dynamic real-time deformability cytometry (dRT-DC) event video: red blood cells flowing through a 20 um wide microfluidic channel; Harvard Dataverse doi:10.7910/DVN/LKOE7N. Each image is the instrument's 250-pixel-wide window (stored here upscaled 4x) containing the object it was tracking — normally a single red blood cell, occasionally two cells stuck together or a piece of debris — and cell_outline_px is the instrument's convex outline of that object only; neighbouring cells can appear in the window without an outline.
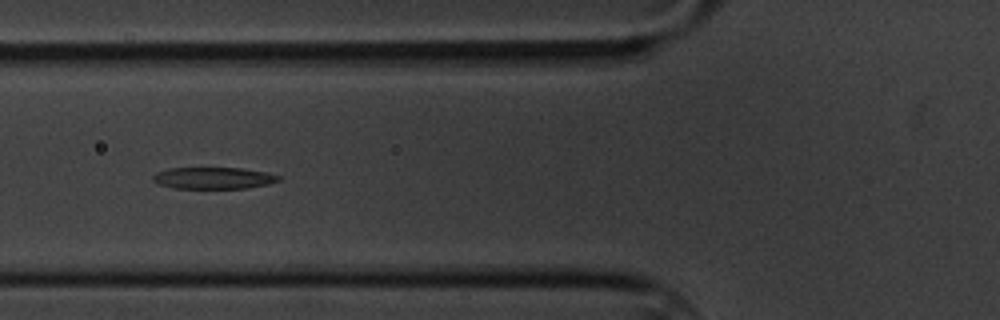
{"species": "common noctule bat (a hibernating species)", "species_latin": "Nyctalus noctula", "temperature_condition": "cold", "stored_images_in_passage": 16, "camera_frame_rate_fps": 3000, "um_per_image_px": 0.085, "animal": {"sex": "male", "body_mass_g": 20.1, "forearm_length_mm": 53.5}, "frame": {"image": 1, "passage_image": 6, "time_ms": 5.667, "image_size_px": [1000, 320], "cell_outline_px": [[280, 180], [268, 184], [248, 188], [172, 188], [160, 184], [152, 180], [152, 176], [156, 172], [168, 168], [244, 168], [264, 172], [280, 176]], "centroid_in_image_um": [18.12, 15.13], "position_along_channel_um": 107.7, "area_um2": 15.84}}
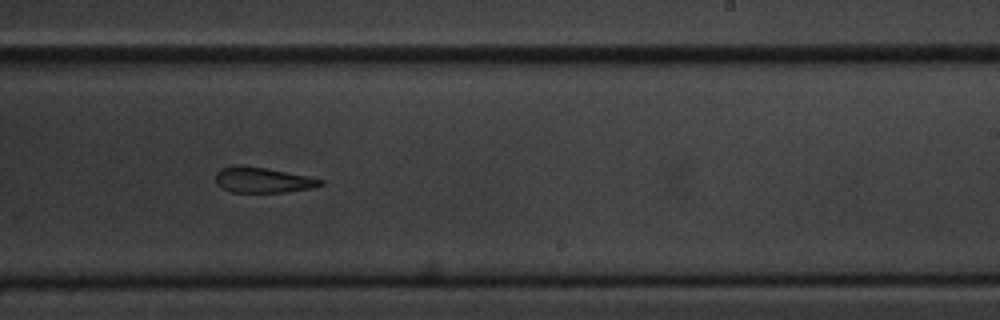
{"frame": {"image": 2, "passage_image": 10, "time_ms": 10.333, "image_size_px": [1000, 320], "cell_outline_px": [[324, 184], [312, 188], [284, 192], [232, 192], [216, 184], [216, 172], [220, 168], [264, 168], [308, 176], [324, 180]], "centroid_in_image_um": [22.4, 15.34], "position_along_channel_um": 266.6, "area_um2": 14.85}}
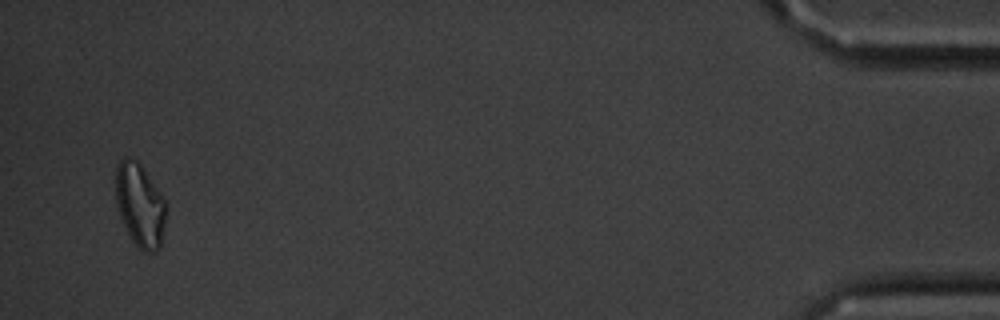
{"frame": {"image": 3, "passage_image": 16, "time_ms": 17.333, "image_size_px": [1000, 320], "cell_outline_px": [[164, 228], [160, 248], [156, 252], [144, 252], [132, 240], [120, 216], [116, 204], [116, 168], [120, 160], [124, 156], [128, 156], [136, 160], [140, 164], [160, 192], [164, 200]], "centroid_in_image_um": [11.88, 17.42], "position_along_channel_um": 423.3, "area_um2": 24.1}, "authors_computed_cell_mechanics": {"area_um2": 17.3978, "velocity_mm_per_s": 3.4047, "shape_relaxation_time_tau1_ms": 3.4871, "shape_relaxation_time_tau2_ms": 8.9879, "deformation_change_tau1": 0.15, "deformation_change_tau2": 0.2338}}